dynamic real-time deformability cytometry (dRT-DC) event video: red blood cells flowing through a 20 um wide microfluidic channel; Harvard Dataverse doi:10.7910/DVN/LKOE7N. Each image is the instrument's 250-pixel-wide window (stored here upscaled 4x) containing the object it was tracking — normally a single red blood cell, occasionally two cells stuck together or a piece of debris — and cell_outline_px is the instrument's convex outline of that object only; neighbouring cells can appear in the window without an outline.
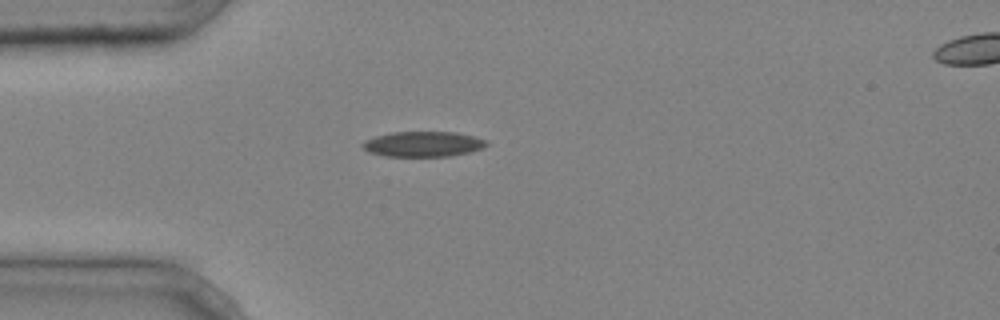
{"species": "common noctule bat (a hibernating species)", "species_latin": "Nyctalus noctula", "temperature_condition": "cold", "stored_images_in_passage": 5, "segment_of_instrument_passage": [1, 2], "camera_frame_rate_fps": 3000, "um_per_image_px": 0.085, "animal": {"sex": "male", "body_mass_g": 20.4}, "frame": {"image": 1, "passage_image": 4, "time_ms": 1.0, "image_size_px": [1000, 320], "cell_outline_px": [[488, 144], [484, 148], [472, 152], [448, 156], [384, 156], [368, 152], [360, 144], [364, 140], [376, 136], [392, 132], [456, 132], [488, 140]], "centroid_in_image_um": [35.98, 12.25], "position_along_channel_um": 49.0, "area_um2": 18.38}}